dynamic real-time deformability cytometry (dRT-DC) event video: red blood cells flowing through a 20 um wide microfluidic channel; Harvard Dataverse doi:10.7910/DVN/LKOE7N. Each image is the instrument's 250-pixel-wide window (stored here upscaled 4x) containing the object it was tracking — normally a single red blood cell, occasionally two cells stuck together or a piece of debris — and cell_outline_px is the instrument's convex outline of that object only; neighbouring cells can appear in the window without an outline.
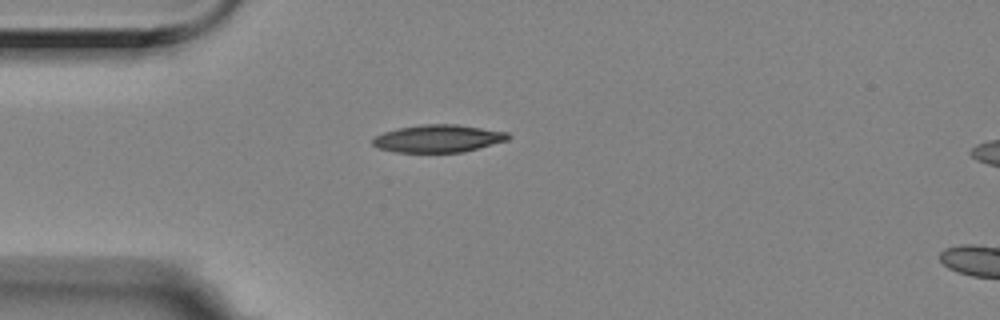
{"species": "Egyptian fruit bat (a non-hibernating species)", "species_latin": "Rousettus aegyptiacus", "temperature_condition": "room temperature", "stored_images_in_passage": 43, "camera_frame_rate_fps": 3000, "um_per_image_px": 0.085, "animal": {"sex": "female"}, "frame": {"image": 1, "passage_image": 1, "time_ms": 0.0, "image_size_px": [1000, 320], "cell_outline_px": [[512, 136], [508, 140], [464, 152], [396, 152], [380, 148], [372, 144], [372, 140], [376, 136], [384, 132], [400, 128], [424, 124], [456, 124], [508, 132]], "centroid_in_image_um": [37.29, 11.77], "position_along_channel_um": 47.7, "area_um2": 21.62}}
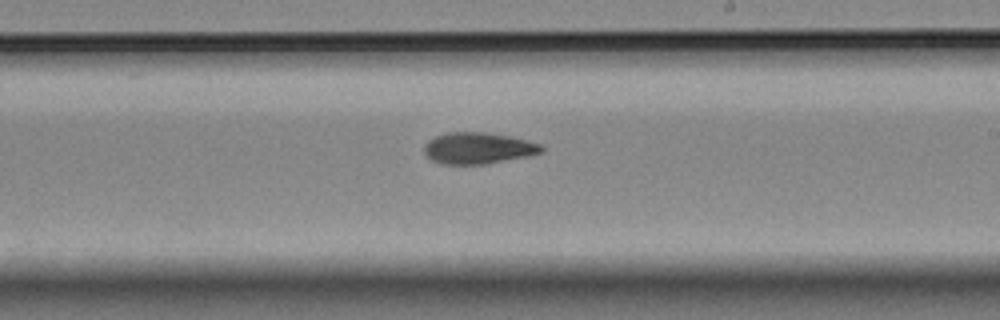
{"frame": {"image": 2, "passage_image": 19, "time_ms": 6.0, "image_size_px": [1000, 320], "cell_outline_px": [[544, 152], [528, 156], [484, 164], [440, 164], [432, 160], [424, 152], [424, 144], [428, 140], [436, 136], [448, 132], [484, 132], [508, 136], [540, 144], [544, 148]], "centroid_in_image_um": [40.62, 12.6], "position_along_channel_um": 248.4, "area_um2": 21.33}}
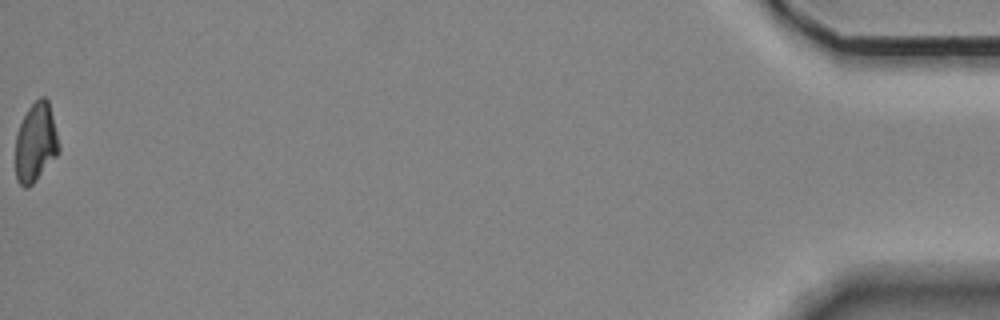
{"frame": {"image": 3, "passage_image": 43, "time_ms": 14.0, "image_size_px": [1000, 320], "cell_outline_px": [[60, 152], [36, 180], [28, 188], [24, 188], [16, 180], [16, 136], [20, 124], [28, 108], [40, 96], [44, 96], [48, 100], [60, 144]], "centroid_in_image_um": [3.05, 12.13], "position_along_channel_um": 432.2, "area_um2": 20.0}}